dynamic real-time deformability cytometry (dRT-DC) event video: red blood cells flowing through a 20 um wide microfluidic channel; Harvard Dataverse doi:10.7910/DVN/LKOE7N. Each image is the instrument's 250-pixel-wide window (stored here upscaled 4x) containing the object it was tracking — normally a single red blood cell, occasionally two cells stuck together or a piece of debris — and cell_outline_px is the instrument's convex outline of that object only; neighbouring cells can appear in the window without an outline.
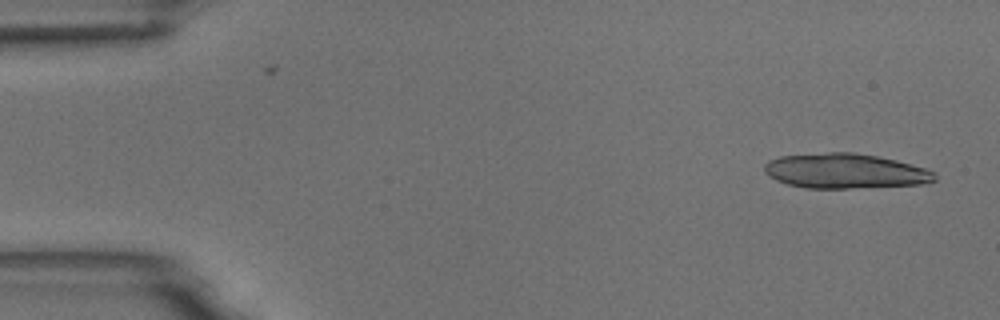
{"species": "common noctule bat (a hibernating species)", "species_latin": "Nyctalus noctula", "temperature_condition": "room temperature", "stored_images_in_passage": 4, "camera_frame_rate_fps": 3000, "um_per_image_px": 0.085, "animal": {"sex": "male", "body_mass_g": 18.8}, "frame": {"image": 1, "passage_image": 1, "time_ms": 0.0, "image_size_px": [1000, 320], "cell_outline_px": [[936, 180], [920, 184], [848, 188], [808, 188], [788, 184], [776, 180], [768, 176], [764, 172], [764, 164], [768, 160], [780, 156], [828, 152], [852, 152], [876, 156], [896, 160], [924, 168], [936, 172]], "centroid_in_image_um": [71.8, 14.53], "position_along_channel_um": 13.2, "area_um2": 34.51}}